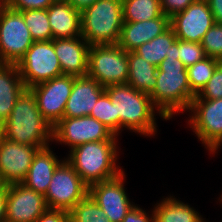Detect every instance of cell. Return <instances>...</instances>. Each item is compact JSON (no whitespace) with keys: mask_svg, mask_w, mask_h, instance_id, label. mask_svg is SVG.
I'll return each instance as SVG.
<instances>
[{"mask_svg":"<svg viewBox=\"0 0 222 222\" xmlns=\"http://www.w3.org/2000/svg\"><path fill=\"white\" fill-rule=\"evenodd\" d=\"M169 27L170 18L168 16H159L152 20L140 22H123L117 45L126 52L134 51L144 43L161 35Z\"/></svg>","mask_w":222,"mask_h":222,"instance_id":"d6986e66","label":"cell"},{"mask_svg":"<svg viewBox=\"0 0 222 222\" xmlns=\"http://www.w3.org/2000/svg\"><path fill=\"white\" fill-rule=\"evenodd\" d=\"M105 92L114 106L115 116H118V133L125 127L143 135H155V111L157 109L149 94L131 87L129 84L109 85Z\"/></svg>","mask_w":222,"mask_h":222,"instance_id":"3957f363","label":"cell"},{"mask_svg":"<svg viewBox=\"0 0 222 222\" xmlns=\"http://www.w3.org/2000/svg\"><path fill=\"white\" fill-rule=\"evenodd\" d=\"M201 44L206 56L222 61V24L215 23L205 33Z\"/></svg>","mask_w":222,"mask_h":222,"instance_id":"1f68e13d","label":"cell"},{"mask_svg":"<svg viewBox=\"0 0 222 222\" xmlns=\"http://www.w3.org/2000/svg\"><path fill=\"white\" fill-rule=\"evenodd\" d=\"M7 186L0 184V222H6Z\"/></svg>","mask_w":222,"mask_h":222,"instance_id":"f35d334b","label":"cell"},{"mask_svg":"<svg viewBox=\"0 0 222 222\" xmlns=\"http://www.w3.org/2000/svg\"><path fill=\"white\" fill-rule=\"evenodd\" d=\"M215 24L207 0H196L183 12L170 18V27L176 38L201 43L205 33Z\"/></svg>","mask_w":222,"mask_h":222,"instance_id":"4fadbf2b","label":"cell"},{"mask_svg":"<svg viewBox=\"0 0 222 222\" xmlns=\"http://www.w3.org/2000/svg\"><path fill=\"white\" fill-rule=\"evenodd\" d=\"M174 52L186 67L207 57L201 43L182 41L179 39L176 41Z\"/></svg>","mask_w":222,"mask_h":222,"instance_id":"4dcf8cb0","label":"cell"},{"mask_svg":"<svg viewBox=\"0 0 222 222\" xmlns=\"http://www.w3.org/2000/svg\"><path fill=\"white\" fill-rule=\"evenodd\" d=\"M125 174L88 187V195L105 212L111 222H121L135 206L131 204L123 186Z\"/></svg>","mask_w":222,"mask_h":222,"instance_id":"9a60e30c","label":"cell"},{"mask_svg":"<svg viewBox=\"0 0 222 222\" xmlns=\"http://www.w3.org/2000/svg\"><path fill=\"white\" fill-rule=\"evenodd\" d=\"M176 41V35L173 29L169 27L161 35L136 48L134 52L157 67L167 56L175 51Z\"/></svg>","mask_w":222,"mask_h":222,"instance_id":"d4e9b609","label":"cell"},{"mask_svg":"<svg viewBox=\"0 0 222 222\" xmlns=\"http://www.w3.org/2000/svg\"><path fill=\"white\" fill-rule=\"evenodd\" d=\"M0 135L16 143L43 149L53 141V127L40 113L30 89L18 97L8 120L0 127Z\"/></svg>","mask_w":222,"mask_h":222,"instance_id":"7a4b0ae2","label":"cell"},{"mask_svg":"<svg viewBox=\"0 0 222 222\" xmlns=\"http://www.w3.org/2000/svg\"><path fill=\"white\" fill-rule=\"evenodd\" d=\"M60 161L49 149V146L39 149L33 157L32 164L22 184L45 195L53 173L61 163Z\"/></svg>","mask_w":222,"mask_h":222,"instance_id":"7402d4cb","label":"cell"},{"mask_svg":"<svg viewBox=\"0 0 222 222\" xmlns=\"http://www.w3.org/2000/svg\"><path fill=\"white\" fill-rule=\"evenodd\" d=\"M25 89L17 64L0 63V127Z\"/></svg>","mask_w":222,"mask_h":222,"instance_id":"44dd1931","label":"cell"},{"mask_svg":"<svg viewBox=\"0 0 222 222\" xmlns=\"http://www.w3.org/2000/svg\"><path fill=\"white\" fill-rule=\"evenodd\" d=\"M123 22H140L165 16L160 0H122Z\"/></svg>","mask_w":222,"mask_h":222,"instance_id":"484cf974","label":"cell"},{"mask_svg":"<svg viewBox=\"0 0 222 222\" xmlns=\"http://www.w3.org/2000/svg\"><path fill=\"white\" fill-rule=\"evenodd\" d=\"M73 83L74 76L61 75L29 88L36 98L40 113L52 127L64 117Z\"/></svg>","mask_w":222,"mask_h":222,"instance_id":"7c38bea8","label":"cell"},{"mask_svg":"<svg viewBox=\"0 0 222 222\" xmlns=\"http://www.w3.org/2000/svg\"><path fill=\"white\" fill-rule=\"evenodd\" d=\"M194 99H222V61L217 65L212 77Z\"/></svg>","mask_w":222,"mask_h":222,"instance_id":"d6a6232c","label":"cell"},{"mask_svg":"<svg viewBox=\"0 0 222 222\" xmlns=\"http://www.w3.org/2000/svg\"><path fill=\"white\" fill-rule=\"evenodd\" d=\"M17 66L27 89L63 75L53 39L34 41Z\"/></svg>","mask_w":222,"mask_h":222,"instance_id":"52a82bcc","label":"cell"},{"mask_svg":"<svg viewBox=\"0 0 222 222\" xmlns=\"http://www.w3.org/2000/svg\"><path fill=\"white\" fill-rule=\"evenodd\" d=\"M35 222H69V212L64 210L47 209Z\"/></svg>","mask_w":222,"mask_h":222,"instance_id":"d590c367","label":"cell"},{"mask_svg":"<svg viewBox=\"0 0 222 222\" xmlns=\"http://www.w3.org/2000/svg\"><path fill=\"white\" fill-rule=\"evenodd\" d=\"M116 144V140H106L78 145L70 150L67 161L88 187L113 179L124 172L116 167Z\"/></svg>","mask_w":222,"mask_h":222,"instance_id":"277c9868","label":"cell"},{"mask_svg":"<svg viewBox=\"0 0 222 222\" xmlns=\"http://www.w3.org/2000/svg\"><path fill=\"white\" fill-rule=\"evenodd\" d=\"M215 23L222 24V0H207Z\"/></svg>","mask_w":222,"mask_h":222,"instance_id":"74e56055","label":"cell"},{"mask_svg":"<svg viewBox=\"0 0 222 222\" xmlns=\"http://www.w3.org/2000/svg\"><path fill=\"white\" fill-rule=\"evenodd\" d=\"M156 77V87L149 96L159 115L169 120L175 113L189 110L196 95L190 88L187 67L175 52L157 66Z\"/></svg>","mask_w":222,"mask_h":222,"instance_id":"6da1fadb","label":"cell"},{"mask_svg":"<svg viewBox=\"0 0 222 222\" xmlns=\"http://www.w3.org/2000/svg\"><path fill=\"white\" fill-rule=\"evenodd\" d=\"M103 123L115 136L118 135V116L108 94L104 92L98 99L90 115Z\"/></svg>","mask_w":222,"mask_h":222,"instance_id":"f546056e","label":"cell"},{"mask_svg":"<svg viewBox=\"0 0 222 222\" xmlns=\"http://www.w3.org/2000/svg\"><path fill=\"white\" fill-rule=\"evenodd\" d=\"M105 92L94 78L75 77L72 92L66 102L63 118H78L90 115L99 97Z\"/></svg>","mask_w":222,"mask_h":222,"instance_id":"ac0fdd59","label":"cell"},{"mask_svg":"<svg viewBox=\"0 0 222 222\" xmlns=\"http://www.w3.org/2000/svg\"><path fill=\"white\" fill-rule=\"evenodd\" d=\"M39 149L9 141L0 135V184L22 183Z\"/></svg>","mask_w":222,"mask_h":222,"instance_id":"5bb4252c","label":"cell"},{"mask_svg":"<svg viewBox=\"0 0 222 222\" xmlns=\"http://www.w3.org/2000/svg\"><path fill=\"white\" fill-rule=\"evenodd\" d=\"M151 215V218L148 217V213L135 205L121 222H154V212Z\"/></svg>","mask_w":222,"mask_h":222,"instance_id":"8d00e7d4","label":"cell"},{"mask_svg":"<svg viewBox=\"0 0 222 222\" xmlns=\"http://www.w3.org/2000/svg\"><path fill=\"white\" fill-rule=\"evenodd\" d=\"M33 43L23 15L4 7L0 13V63L17 64Z\"/></svg>","mask_w":222,"mask_h":222,"instance_id":"9c48e42d","label":"cell"},{"mask_svg":"<svg viewBox=\"0 0 222 222\" xmlns=\"http://www.w3.org/2000/svg\"><path fill=\"white\" fill-rule=\"evenodd\" d=\"M34 41L52 40L47 9H27L19 11Z\"/></svg>","mask_w":222,"mask_h":222,"instance_id":"4316f807","label":"cell"},{"mask_svg":"<svg viewBox=\"0 0 222 222\" xmlns=\"http://www.w3.org/2000/svg\"><path fill=\"white\" fill-rule=\"evenodd\" d=\"M52 39L81 36V12L67 1L52 3L47 8Z\"/></svg>","mask_w":222,"mask_h":222,"instance_id":"ffe728a7","label":"cell"},{"mask_svg":"<svg viewBox=\"0 0 222 222\" xmlns=\"http://www.w3.org/2000/svg\"><path fill=\"white\" fill-rule=\"evenodd\" d=\"M81 36L92 45L118 44L123 26L122 0H97L81 11Z\"/></svg>","mask_w":222,"mask_h":222,"instance_id":"5b68a950","label":"cell"},{"mask_svg":"<svg viewBox=\"0 0 222 222\" xmlns=\"http://www.w3.org/2000/svg\"><path fill=\"white\" fill-rule=\"evenodd\" d=\"M4 7H5V0H0V13Z\"/></svg>","mask_w":222,"mask_h":222,"instance_id":"60d3db41","label":"cell"},{"mask_svg":"<svg viewBox=\"0 0 222 222\" xmlns=\"http://www.w3.org/2000/svg\"><path fill=\"white\" fill-rule=\"evenodd\" d=\"M153 212L154 222H204L193 207L171 196L158 203Z\"/></svg>","mask_w":222,"mask_h":222,"instance_id":"cb8c5ba5","label":"cell"},{"mask_svg":"<svg viewBox=\"0 0 222 222\" xmlns=\"http://www.w3.org/2000/svg\"><path fill=\"white\" fill-rule=\"evenodd\" d=\"M116 136L91 116L63 118L53 127V140L71 146L70 150L87 142L116 140Z\"/></svg>","mask_w":222,"mask_h":222,"instance_id":"8fae6325","label":"cell"},{"mask_svg":"<svg viewBox=\"0 0 222 222\" xmlns=\"http://www.w3.org/2000/svg\"><path fill=\"white\" fill-rule=\"evenodd\" d=\"M47 209L43 194L22 183L7 185L6 222H35Z\"/></svg>","mask_w":222,"mask_h":222,"instance_id":"2e32d148","label":"cell"},{"mask_svg":"<svg viewBox=\"0 0 222 222\" xmlns=\"http://www.w3.org/2000/svg\"><path fill=\"white\" fill-rule=\"evenodd\" d=\"M189 110L193 112L190 128L214 154L222 144V99H193Z\"/></svg>","mask_w":222,"mask_h":222,"instance_id":"30bf717a","label":"cell"},{"mask_svg":"<svg viewBox=\"0 0 222 222\" xmlns=\"http://www.w3.org/2000/svg\"><path fill=\"white\" fill-rule=\"evenodd\" d=\"M53 44L63 75L80 77L88 74L90 45L82 36L53 39Z\"/></svg>","mask_w":222,"mask_h":222,"instance_id":"e0dca14e","label":"cell"},{"mask_svg":"<svg viewBox=\"0 0 222 222\" xmlns=\"http://www.w3.org/2000/svg\"><path fill=\"white\" fill-rule=\"evenodd\" d=\"M88 195V186L82 181L72 165L65 159L55 169L45 200L48 209L69 212Z\"/></svg>","mask_w":222,"mask_h":222,"instance_id":"ba28073f","label":"cell"},{"mask_svg":"<svg viewBox=\"0 0 222 222\" xmlns=\"http://www.w3.org/2000/svg\"><path fill=\"white\" fill-rule=\"evenodd\" d=\"M51 4V0H5V7L16 11L47 9Z\"/></svg>","mask_w":222,"mask_h":222,"instance_id":"836d02e7","label":"cell"},{"mask_svg":"<svg viewBox=\"0 0 222 222\" xmlns=\"http://www.w3.org/2000/svg\"><path fill=\"white\" fill-rule=\"evenodd\" d=\"M66 1L81 12L90 5H93L97 0H66Z\"/></svg>","mask_w":222,"mask_h":222,"instance_id":"ab89813d","label":"cell"},{"mask_svg":"<svg viewBox=\"0 0 222 222\" xmlns=\"http://www.w3.org/2000/svg\"><path fill=\"white\" fill-rule=\"evenodd\" d=\"M66 0H51L52 3H56V2H65Z\"/></svg>","mask_w":222,"mask_h":222,"instance_id":"b9f144b4","label":"cell"},{"mask_svg":"<svg viewBox=\"0 0 222 222\" xmlns=\"http://www.w3.org/2000/svg\"><path fill=\"white\" fill-rule=\"evenodd\" d=\"M87 75L103 87L127 84L128 52L117 44L90 46Z\"/></svg>","mask_w":222,"mask_h":222,"instance_id":"8992f818","label":"cell"},{"mask_svg":"<svg viewBox=\"0 0 222 222\" xmlns=\"http://www.w3.org/2000/svg\"><path fill=\"white\" fill-rule=\"evenodd\" d=\"M220 62L218 59L207 56L201 61L187 67L190 88L195 95H198L206 86Z\"/></svg>","mask_w":222,"mask_h":222,"instance_id":"83f0119b","label":"cell"},{"mask_svg":"<svg viewBox=\"0 0 222 222\" xmlns=\"http://www.w3.org/2000/svg\"><path fill=\"white\" fill-rule=\"evenodd\" d=\"M194 1L196 0H160V3L163 14L171 18L183 12Z\"/></svg>","mask_w":222,"mask_h":222,"instance_id":"e575fe53","label":"cell"},{"mask_svg":"<svg viewBox=\"0 0 222 222\" xmlns=\"http://www.w3.org/2000/svg\"><path fill=\"white\" fill-rule=\"evenodd\" d=\"M128 70L127 84L149 95L154 91L157 82V67L155 65L147 62L134 51H129Z\"/></svg>","mask_w":222,"mask_h":222,"instance_id":"603a6c76","label":"cell"},{"mask_svg":"<svg viewBox=\"0 0 222 222\" xmlns=\"http://www.w3.org/2000/svg\"><path fill=\"white\" fill-rule=\"evenodd\" d=\"M69 222H111L99 205L87 195L69 211Z\"/></svg>","mask_w":222,"mask_h":222,"instance_id":"f1b7e54d","label":"cell"}]
</instances>
